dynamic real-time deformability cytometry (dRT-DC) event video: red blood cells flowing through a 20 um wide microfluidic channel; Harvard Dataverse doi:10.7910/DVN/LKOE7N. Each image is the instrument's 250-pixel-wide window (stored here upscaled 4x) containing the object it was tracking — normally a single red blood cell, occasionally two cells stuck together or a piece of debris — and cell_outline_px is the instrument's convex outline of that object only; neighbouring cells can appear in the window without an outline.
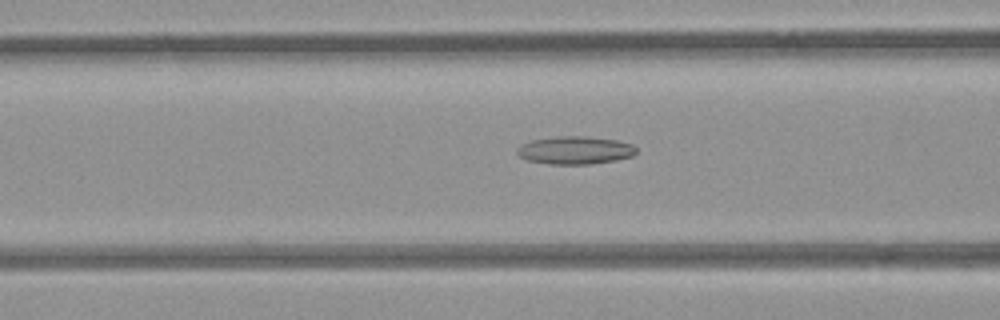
{"species": "common noctule bat (a hibernating species)", "species_latin": "Nyctalus noctula", "temperature_condition": "room temperature", "stored_images_in_passage": 53, "camera_frame_rate_fps": 3000, "um_per_image_px": 0.085, "animal": {"sex": "female", "body_mass_g": 21.9}, "frame": {"image": 1, "passage_image": 21, "time_ms": 6.667, "image_size_px": [1000, 320], "cell_outline_px": [[636, 152], [632, 156], [616, 160], [588, 164], [548, 164], [528, 160], [520, 156], [516, 152], [516, 148], [532, 140], [556, 136], [584, 136], [616, 140], [632, 144], [636, 148]], "centroid_in_image_um": [48.88, 12.77], "position_along_channel_um": 117.7, "area_um2": 19.25}}
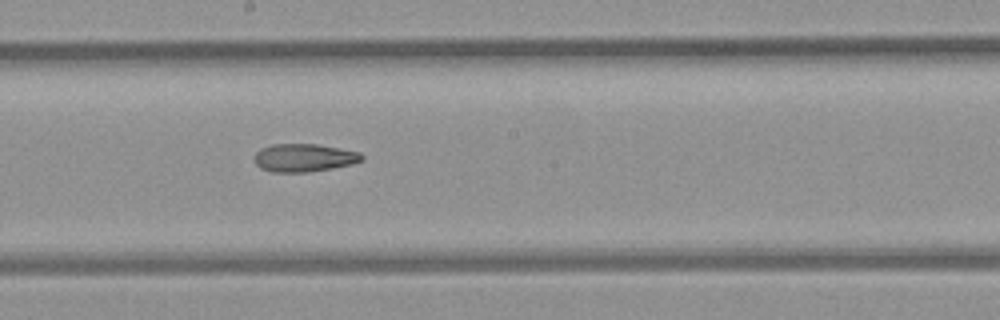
{"frame": {"image": 2, "passage_image": 29, "time_ms": 9.333, "image_size_px": [1000, 320], "cell_outline_px": [[364, 160], [352, 164], [332, 168], [308, 172], [272, 172], [260, 168], [252, 160], [252, 156], [260, 148], [272, 144], [316, 144], [360, 152], [364, 156]], "centroid_in_image_um": [25.8, 13.41], "position_along_channel_um": 222.4, "area_um2": 17.74}}
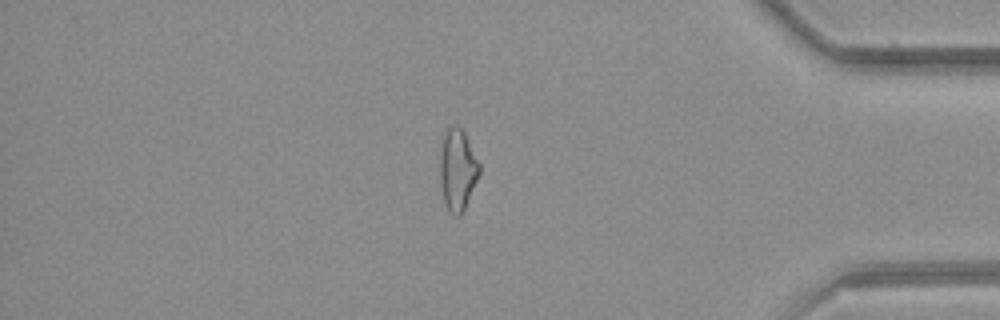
{"frame": {"image": 3, "passage_image": 45, "time_ms": 14.667, "image_size_px": [1000, 320], "cell_outline_px": [[480, 172], [464, 208], [460, 216], [452, 216], [448, 212], [444, 204], [440, 184], [440, 148], [444, 128], [448, 124], [456, 124], [464, 132], [480, 164]], "centroid_in_image_um": [38.85, 14.38], "position_along_channel_um": 396.4, "area_um2": 19.07}, "authors_computed_cell_mechanics": {"area_um2": 19.9988, "velocity_mm_per_s": 3.9056, "shape_relaxation_time_tau1_ms": null, "shape_relaxation_time_tau2_ms": 8.5788, "deformation_change_tau1": null, "deformation_change_tau2": 0.2135}}